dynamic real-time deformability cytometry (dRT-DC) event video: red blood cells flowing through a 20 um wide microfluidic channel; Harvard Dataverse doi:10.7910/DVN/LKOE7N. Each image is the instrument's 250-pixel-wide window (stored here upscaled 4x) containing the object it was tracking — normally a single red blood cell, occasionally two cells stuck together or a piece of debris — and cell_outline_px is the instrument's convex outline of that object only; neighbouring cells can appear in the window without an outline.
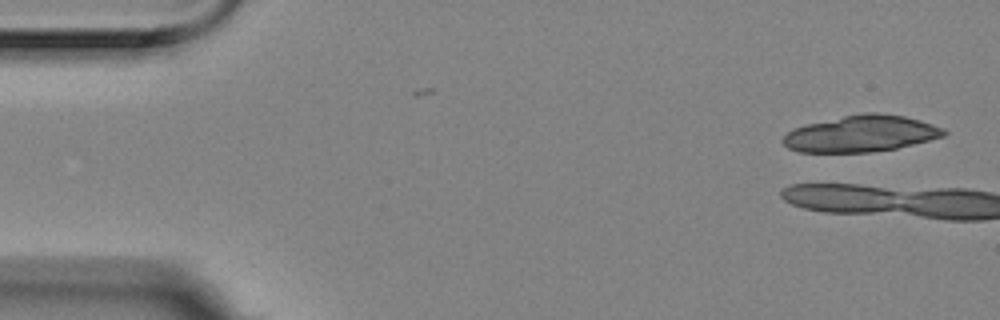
{"species": "Egyptian fruit bat (a non-hibernating species)", "species_latin": "Rousettus aegyptiacus", "temperature_condition": "room temperature", "stored_images_in_passage": 4, "camera_frame_rate_fps": 3000, "um_per_image_px": 0.085, "animal": {"sex": "female"}, "frame": {"image": 1, "passage_image": 1, "time_ms": 0.0, "image_size_px": [1000, 320], "cell_outline_px": [[948, 132], [944, 136], [896, 148], [872, 152], [800, 152], [788, 148], [780, 140], [792, 128], [804, 124], [864, 112], [876, 112], [904, 116], [920, 120], [944, 128]], "centroid_in_image_um": [73.16, 11.36], "position_along_channel_um": 11.8, "area_um2": 34.16}}